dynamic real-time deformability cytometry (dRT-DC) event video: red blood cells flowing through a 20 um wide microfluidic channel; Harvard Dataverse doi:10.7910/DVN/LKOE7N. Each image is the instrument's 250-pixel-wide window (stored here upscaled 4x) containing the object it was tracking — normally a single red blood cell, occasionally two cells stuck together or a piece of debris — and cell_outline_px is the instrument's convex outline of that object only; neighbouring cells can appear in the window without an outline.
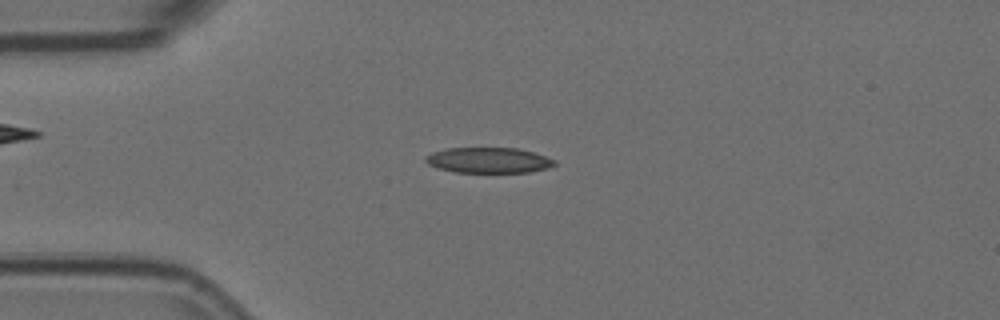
{"species": "Egyptian fruit bat (a non-hibernating species)", "species_latin": "Rousettus aegyptiacus", "temperature_condition": "room temperature", "stored_images_in_passage": 54, "camera_frame_rate_fps": 3000, "um_per_image_px": 0.085, "animal": {"sex": "female"}, "frame": {"image": 1, "passage_image": 13, "time_ms": 4.0, "image_size_px": [1000, 320], "cell_outline_px": [[556, 164], [548, 168], [528, 172], [456, 172], [436, 168], [428, 164], [424, 160], [424, 156], [432, 152], [444, 148], [516, 148], [532, 152], [556, 160]], "centroid_in_image_um": [41.48, 13.62], "position_along_channel_um": 43.5, "area_um2": 19.19}}
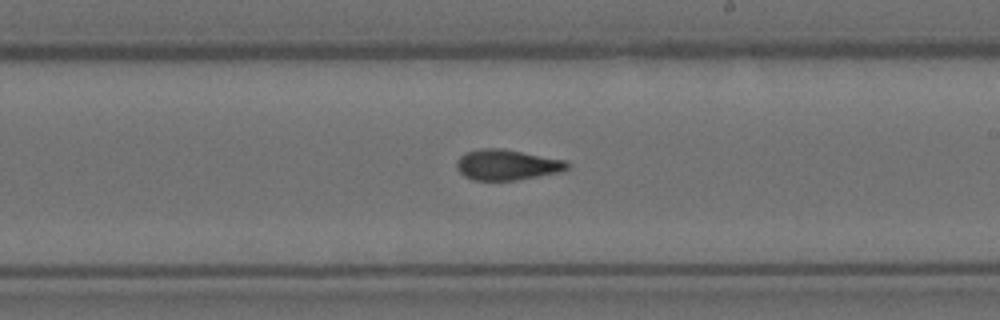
{"frame": {"image": 2, "passage_image": 31, "time_ms": 10.0, "image_size_px": [1000, 320], "cell_outline_px": [[568, 168], [560, 172], [516, 180], [472, 180], [464, 176], [456, 168], [456, 160], [464, 152], [484, 148], [500, 148], [568, 160]], "centroid_in_image_um": [43.07, 14.0], "position_along_channel_um": 245.9, "area_um2": 19.77}}
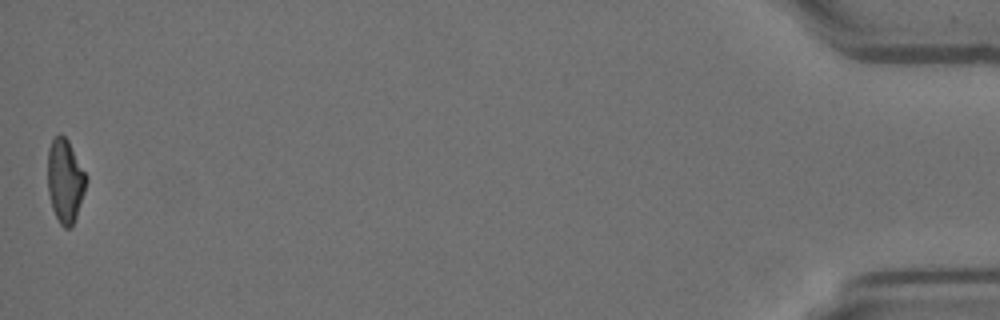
{"frame": {"image": 3, "passage_image": 54, "time_ms": 17.667, "image_size_px": [1000, 320], "cell_outline_px": [[88, 180], [72, 228], [64, 228], [60, 224], [52, 208], [48, 192], [48, 148], [52, 140], [60, 132], [68, 140], [88, 176]], "centroid_in_image_um": [5.54, 15.35], "position_along_channel_um": 429.7, "area_um2": 18.84}, "authors_computed_cell_mechanics": {"area_um2": 19.363, "velocity_mm_per_s": 3.6887, "shape_relaxation_time_tau1_ms": null, "shape_relaxation_time_tau2_ms": 1.5179, "deformation_change_tau1": null, "deformation_change_tau2": 0.0884}}